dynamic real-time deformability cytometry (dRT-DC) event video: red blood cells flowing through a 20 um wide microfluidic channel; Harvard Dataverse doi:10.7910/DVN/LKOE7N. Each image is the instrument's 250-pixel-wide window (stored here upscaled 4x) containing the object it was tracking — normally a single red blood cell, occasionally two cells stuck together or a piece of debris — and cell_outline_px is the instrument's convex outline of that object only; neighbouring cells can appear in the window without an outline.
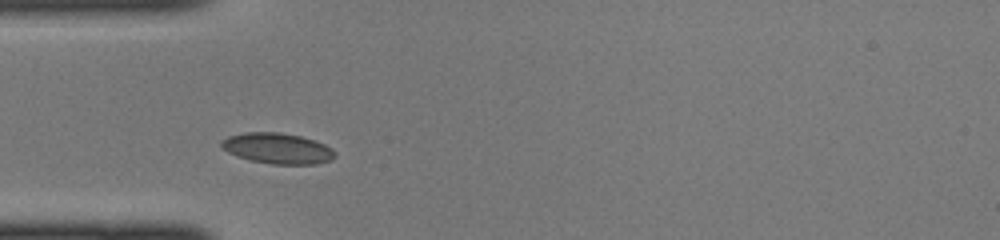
{"species": "common noctule bat (a hibernating species)", "species_latin": "Nyctalus noctula", "temperature_condition": "cold", "stored_images_in_passage": 29, "camera_frame_rate_fps": 3000, "um_per_image_px": 0.085, "animal": {"sex": "female", "body_mass_g": 22.0, "forearm_length_mm": 56.7}, "frame": {"image": 1, "passage_image": 3, "time_ms": 0.667, "image_size_px": [1000, 240], "cell_outline_px": [[336, 156], [332, 160], [316, 164], [272, 164], [252, 160], [236, 156], [220, 148], [220, 140], [228, 136], [244, 132], [280, 132], [300, 136], [316, 140], [332, 148], [336, 152]], "centroid_in_image_um": [23.58, 12.6], "position_along_channel_um": 61.4, "area_um2": 20.58}}
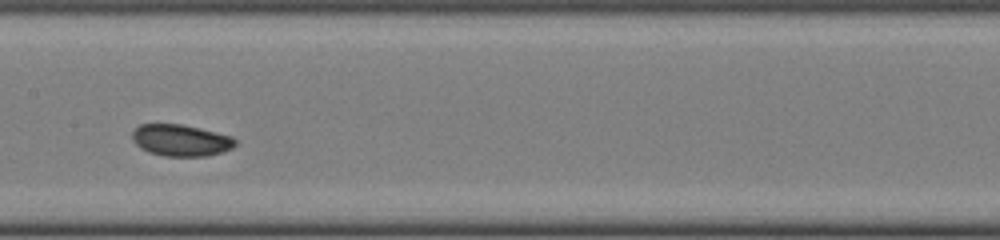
{"frame": {"image": 2, "passage_image": 12, "time_ms": 3.667, "image_size_px": [1000, 240], "cell_outline_px": [[236, 144], [232, 148], [224, 152], [208, 156], [164, 156], [148, 152], [140, 148], [132, 140], [132, 132], [140, 124], [180, 124], [200, 128], [232, 136], [236, 140]], "centroid_in_image_um": [15.38, 11.93], "position_along_channel_um": 192.0, "area_um2": 19.13}}
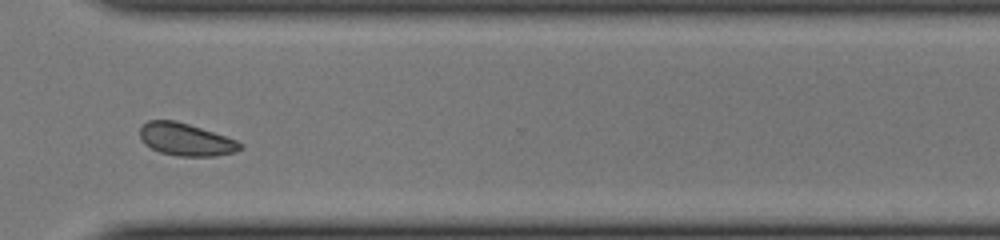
{"frame": {"image": 3, "passage_image": 23, "time_ms": 7.333, "image_size_px": [1000, 240], "cell_outline_px": [[244, 148], [236, 152], [216, 156], [176, 156], [160, 152], [144, 144], [140, 140], [140, 128], [148, 120], [176, 120], [236, 140], [244, 144]], "centroid_in_image_um": [15.8, 11.87], "position_along_channel_um": 354.8, "area_um2": 19.02}}